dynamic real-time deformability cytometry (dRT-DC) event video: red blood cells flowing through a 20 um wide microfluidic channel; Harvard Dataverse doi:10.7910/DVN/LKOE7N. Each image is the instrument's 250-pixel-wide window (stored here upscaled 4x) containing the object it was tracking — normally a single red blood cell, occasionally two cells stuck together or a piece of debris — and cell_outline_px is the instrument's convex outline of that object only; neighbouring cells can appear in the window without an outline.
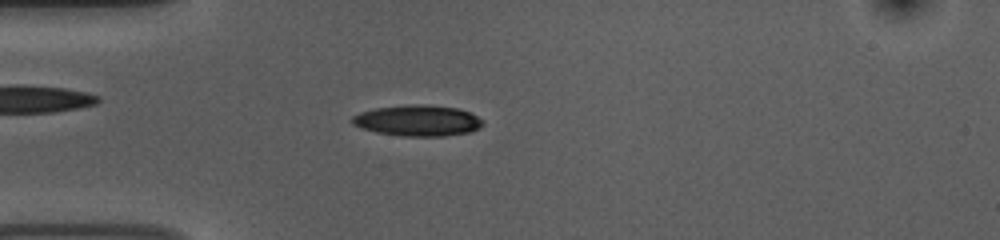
{"species": "common noctule bat (a hibernating species)", "species_latin": "Nyctalus noctula", "temperature_condition": "room temperature", "stored_images_in_passage": 53, "camera_frame_rate_fps": 3000, "um_per_image_px": 0.085, "animal": {"sex": "female", "body_mass_g": 10.0, "forearm_length_mm": 53.1}, "frame": {"image": 1, "passage_image": 14, "time_ms": 4.333, "image_size_px": [1000, 240], "cell_outline_px": [[484, 124], [480, 128], [472, 132], [444, 136], [400, 136], [376, 132], [360, 128], [352, 124], [352, 116], [360, 112], [376, 108], [408, 104], [424, 104], [460, 108], [472, 112], [484, 120]], "centroid_in_image_um": [35.56, 10.24], "position_along_channel_um": 49.4, "area_um2": 24.04}}
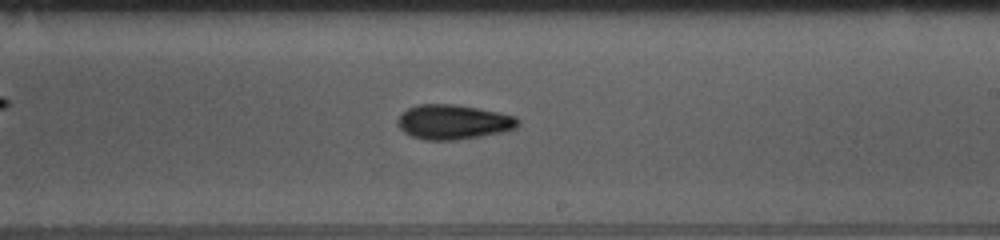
{"frame": {"image": 2, "passage_image": 31, "time_ms": 10.0, "image_size_px": [1000, 240], "cell_outline_px": [[520, 124], [516, 128], [500, 132], [480, 136], [452, 140], [424, 140], [412, 136], [404, 132], [396, 124], [396, 120], [408, 108], [416, 104], [452, 104], [476, 108], [516, 116], [520, 120]], "centroid_in_image_um": [38.51, 10.37], "position_along_channel_um": 250.5, "area_um2": 24.16}}
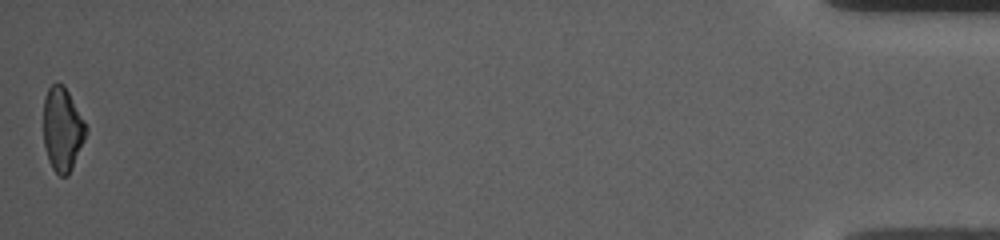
{"frame": {"image": 3, "passage_image": 53, "time_ms": 17.333, "image_size_px": [1000, 240], "cell_outline_px": [[88, 128], [84, 140], [72, 168], [68, 176], [60, 176], [52, 168], [48, 160], [44, 144], [44, 96], [48, 88], [56, 80], [64, 84], [84, 120]], "centroid_in_image_um": [5.3, 10.95], "position_along_channel_um": 429.9, "area_um2": 20.87}, "authors_computed_cell_mechanics": {"area_um2": 22.542, "velocity_mm_per_s": 3.7399, "shape_relaxation_time_tau1_ms": 4.3817, "shape_relaxation_time_tau2_ms": 5.4282, "deformation_change_tau1": 0.1494, "deformation_change_tau2": 0.1244}}